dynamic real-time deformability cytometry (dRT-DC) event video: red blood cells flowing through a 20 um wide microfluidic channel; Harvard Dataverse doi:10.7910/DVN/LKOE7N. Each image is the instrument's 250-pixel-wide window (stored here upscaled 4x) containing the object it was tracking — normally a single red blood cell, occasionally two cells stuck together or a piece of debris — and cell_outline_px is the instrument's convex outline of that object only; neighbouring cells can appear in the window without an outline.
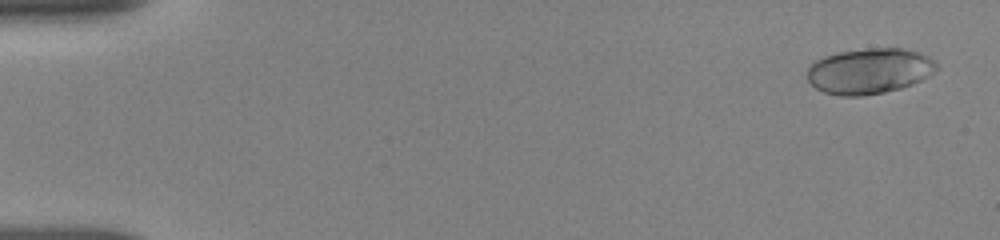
{"species": "human", "species_latin": "Homo sapiens", "temperature_condition": "room temperature", "stored_images_in_passage": 21, "camera_frame_rate_fps": 3000, "um_per_image_px": 0.085, "donor": {"sex": "female"}, "frame": {"image": 1, "passage_image": 2, "time_ms": 0.333, "image_size_px": [1000, 240], "cell_outline_px": [[940, 68], [928, 76], [912, 84], [900, 88], [884, 92], [864, 96], [840, 96], [824, 92], [816, 88], [808, 80], [808, 68], [816, 60], [824, 56], [840, 52], [868, 48], [900, 48], [916, 52], [928, 56]], "centroid_in_image_um": [73.89, 6.04], "position_along_channel_um": 11.1, "area_um2": 34.16}}